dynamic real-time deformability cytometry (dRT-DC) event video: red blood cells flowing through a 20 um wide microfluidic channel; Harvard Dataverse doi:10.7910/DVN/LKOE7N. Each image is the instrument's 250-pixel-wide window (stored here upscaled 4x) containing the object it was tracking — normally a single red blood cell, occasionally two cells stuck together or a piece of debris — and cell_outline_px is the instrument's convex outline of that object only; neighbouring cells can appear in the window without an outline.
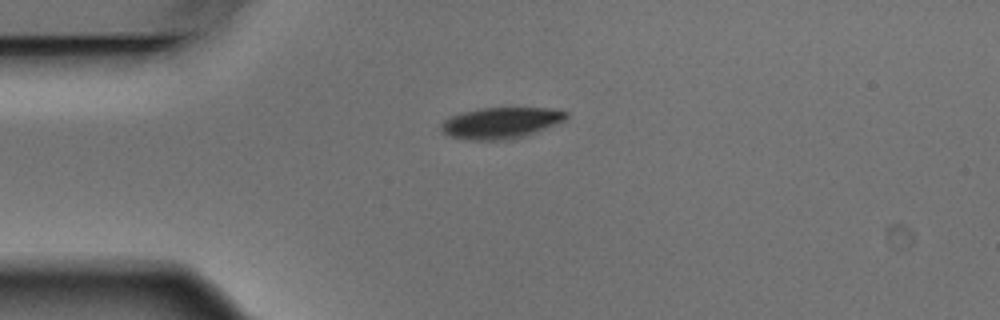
{"species": "Egyptian fruit bat (a non-hibernating species)", "species_latin": "Rousettus aegyptiacus", "temperature_condition": "warm", "stored_images_in_passage": 3, "camera_frame_rate_fps": 3000, "um_per_image_px": 0.085, "animal": {"sex": "male"}, "frame": {"image": 1, "passage_image": 1, "time_ms": 0.0, "image_size_px": [1000, 320], "cell_outline_px": [[568, 116], [564, 120], [556, 124], [528, 136], [504, 140], [472, 140], [452, 136], [444, 132], [440, 128], [440, 124], [444, 120], [452, 116], [464, 112], [480, 108], [556, 108], [568, 112]], "centroid_in_image_um": [42.63, 10.44], "position_along_channel_um": 42.4, "area_um2": 22.72}}
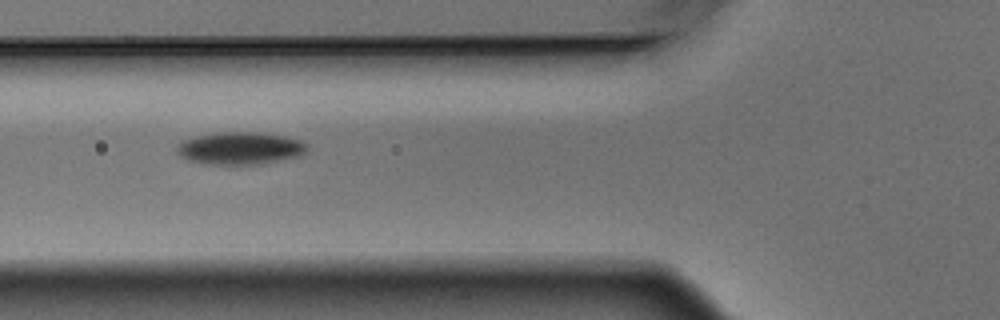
{"frame": {"image": 2, "passage_image": 3, "time_ms": 0.667, "image_size_px": [1000, 320], "cell_outline_px": [[308, 152], [304, 156], [260, 164], [204, 164], [188, 160], [180, 156], [176, 152], [176, 144], [184, 140], [196, 136], [216, 132], [260, 132], [284, 136], [300, 140], [308, 144]], "centroid_in_image_um": [20.44, 12.6], "position_along_channel_um": 105.4, "area_um2": 25.09}}